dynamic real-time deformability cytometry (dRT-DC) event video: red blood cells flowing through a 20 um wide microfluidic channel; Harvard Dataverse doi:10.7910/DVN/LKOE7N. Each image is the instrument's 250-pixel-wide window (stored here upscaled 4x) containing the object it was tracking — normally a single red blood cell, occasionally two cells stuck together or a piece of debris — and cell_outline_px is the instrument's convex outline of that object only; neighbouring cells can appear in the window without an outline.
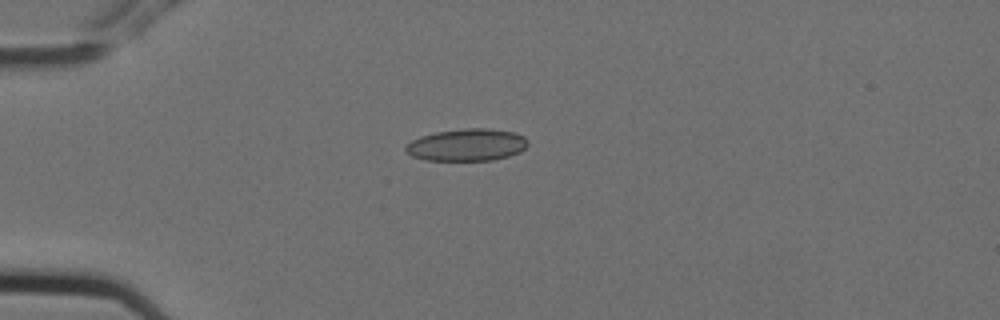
{"species": "Egyptian fruit bat (a non-hibernating species)", "species_latin": "Rousettus aegyptiacus", "temperature_condition": "cold", "stored_images_in_passage": 5, "camera_frame_rate_fps": 3000, "um_per_image_px": 0.085, "animal": {"sex": "female"}, "frame": {"image": 1, "passage_image": 2, "time_ms": 0.333, "image_size_px": [1000, 320], "cell_outline_px": [[528, 144], [520, 152], [508, 156], [492, 160], [424, 160], [412, 156], [404, 148], [412, 140], [420, 136], [436, 132], [464, 128], [488, 128], [516, 132], [524, 136], [528, 140]], "centroid_in_image_um": [39.71, 12.3], "position_along_channel_um": 45.3, "area_um2": 22.95}}
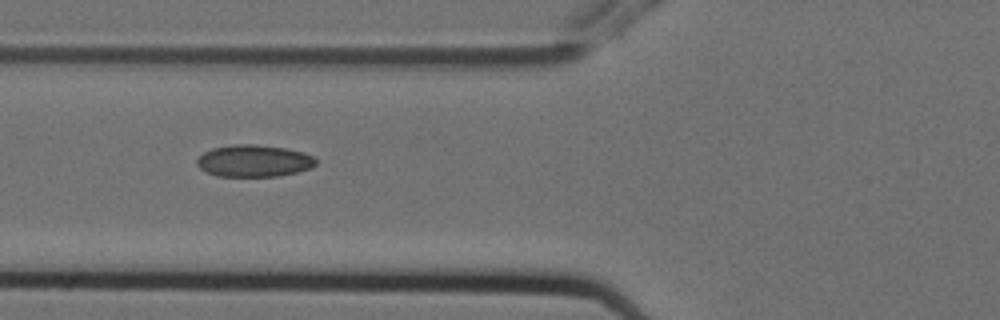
{"frame": {"image": 2, "passage_image": 4, "time_ms": 1.0, "image_size_px": [1000, 320], "cell_outline_px": [[316, 164], [312, 168], [296, 172], [276, 176], [216, 176], [200, 168], [196, 164], [196, 160], [204, 152], [212, 148], [236, 144], [252, 144], [284, 148], [300, 152], [312, 156], [316, 160]], "centroid_in_image_um": [21.56, 13.68], "position_along_channel_um": 104.2, "area_um2": 21.91}}
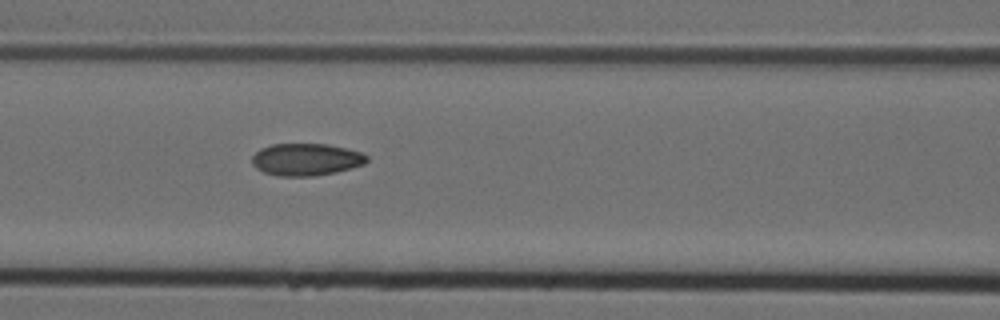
{"frame": {"image": 3, "passage_image": 5, "time_ms": 1.333, "image_size_px": [1000, 320], "cell_outline_px": [[368, 160], [364, 164], [336, 172], [312, 176], [276, 176], [264, 172], [256, 168], [252, 164], [252, 156], [260, 148], [272, 144], [328, 144], [348, 148], [360, 152], [368, 156]], "centroid_in_image_um": [26.01, 13.55], "position_along_channel_um": 140.6, "area_um2": 21.62}}